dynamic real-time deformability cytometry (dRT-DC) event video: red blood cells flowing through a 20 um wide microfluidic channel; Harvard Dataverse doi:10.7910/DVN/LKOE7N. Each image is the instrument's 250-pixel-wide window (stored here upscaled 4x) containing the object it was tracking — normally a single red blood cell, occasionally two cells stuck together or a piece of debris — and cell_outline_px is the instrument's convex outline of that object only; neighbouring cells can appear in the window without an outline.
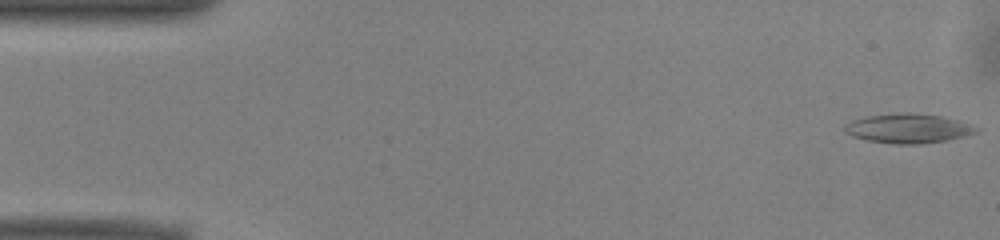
{"species": "common noctule bat (a hibernating species)", "species_latin": "Nyctalus noctula", "temperature_condition": "warm", "stored_images_in_passage": 51, "camera_frame_rate_fps": 3000, "um_per_image_px": 0.085, "animal": {"sex": "male", "body_mass_g": 13.0, "forearm_length_mm": 53.1}, "frame": {"image": 1, "passage_image": 1, "time_ms": 0.0, "image_size_px": [1000, 240], "cell_outline_px": [[980, 128], [976, 132], [944, 140], [920, 144], [896, 144], [868, 140], [852, 136], [844, 132], [844, 124], [852, 120], [868, 116], [904, 112], [912, 112], [940, 116], [956, 120]], "centroid_in_image_um": [77.13, 10.91], "position_along_channel_um": 7.9, "area_um2": 22.2}}
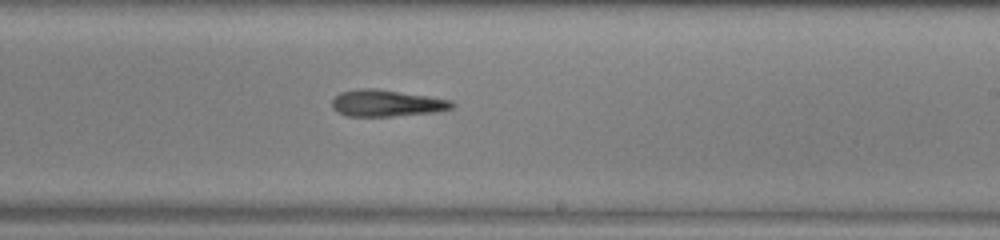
{"frame": {"image": 2, "passage_image": 30, "time_ms": 9.667, "image_size_px": [1000, 240], "cell_outline_px": [[456, 104], [452, 108], [436, 112], [392, 116], [348, 116], [336, 112], [332, 108], [332, 100], [340, 92], [360, 88], [376, 88], [428, 96], [452, 100]], "centroid_in_image_um": [32.85, 8.77], "position_along_channel_um": 256.1, "area_um2": 18.73}}
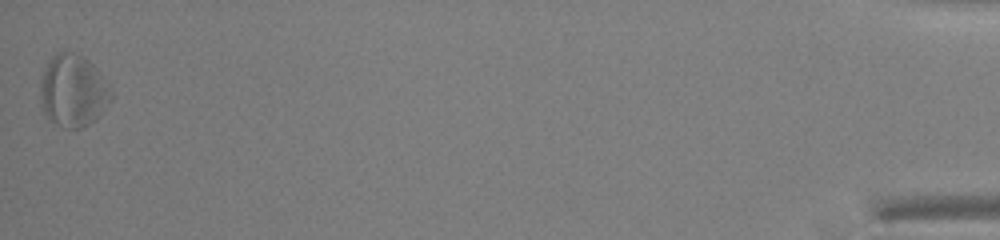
{"frame": {"image": 3, "passage_image": 51, "time_ms": 16.667, "image_size_px": [1000, 240], "cell_outline_px": [[112, 100], [100, 116], [96, 120], [80, 128], [64, 128], [52, 120], [44, 112], [40, 104], [40, 84], [44, 72], [52, 56], [56, 52], [68, 52], [84, 56], [108, 80], [112, 92]], "centroid_in_image_um": [6.26, 7.73], "position_along_channel_um": 428.9, "area_um2": 29.94}, "authors_computed_cell_mechanics": {"area_um2": 20.5768, "velocity_mm_per_s": 3.9444, "shape_relaxation_time_tau1_ms": 4.6936, "shape_relaxation_time_tau2_ms": null, "deformation_change_tau1": 0.1535, "deformation_change_tau2": null}}